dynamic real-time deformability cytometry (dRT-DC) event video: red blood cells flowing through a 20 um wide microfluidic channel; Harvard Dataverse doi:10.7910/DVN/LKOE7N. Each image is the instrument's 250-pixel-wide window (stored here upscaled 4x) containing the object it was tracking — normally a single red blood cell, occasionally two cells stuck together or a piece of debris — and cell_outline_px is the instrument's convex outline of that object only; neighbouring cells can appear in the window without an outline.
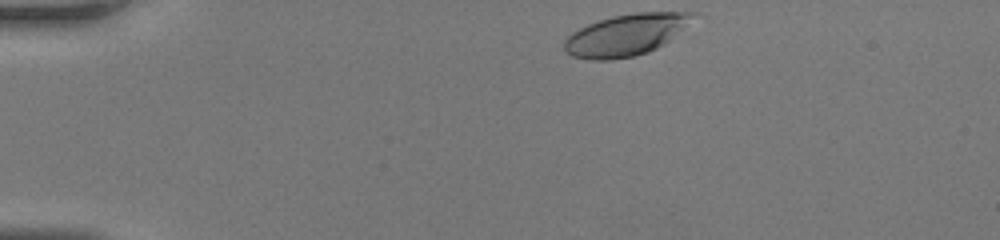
{"species": "human", "species_latin": "Homo sapiens", "temperature_condition": "room temperature", "stored_images_in_passage": 31, "camera_frame_rate_fps": 3000, "um_per_image_px": 0.085, "donor": {"sex": "female"}, "frame": {"image": 1, "passage_image": 1, "time_ms": 0.0, "image_size_px": [1000, 240], "cell_outline_px": [[700, 16], [664, 44], [648, 52], [632, 56], [608, 60], [592, 60], [572, 56], [564, 48], [564, 40], [572, 32], [588, 24], [612, 16], [636, 12], [696, 12]], "centroid_in_image_um": [53.25, 2.94], "position_along_channel_um": 31.7, "area_um2": 31.15}}
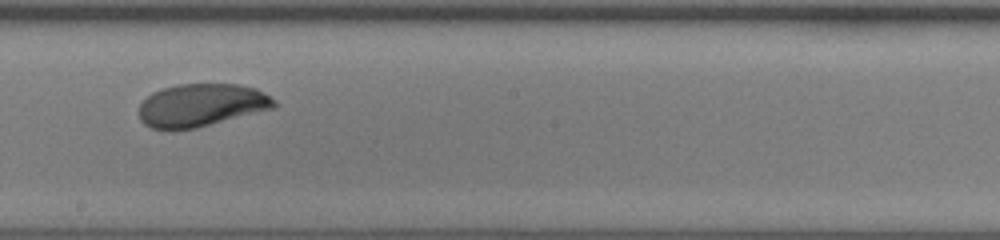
{"frame": {"image": 2, "passage_image": 19, "time_ms": 6.0, "image_size_px": [1000, 240], "cell_outline_px": [[276, 108], [196, 128], [172, 132], [152, 128], [144, 124], [140, 120], [140, 104], [152, 92], [160, 88], [176, 84], [236, 84], [256, 88], [276, 100]], "centroid_in_image_um": [17.09, 8.96], "position_along_channel_um": 231.1, "area_um2": 34.28}}
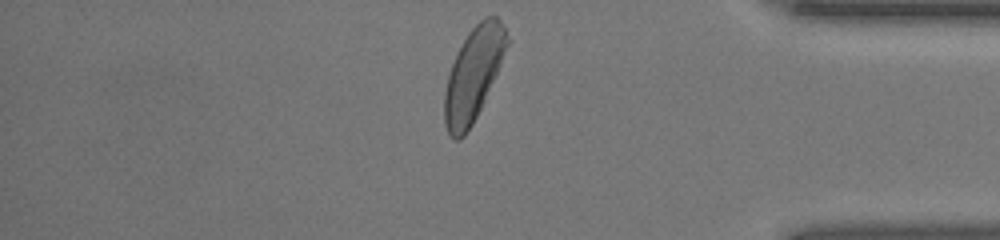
{"frame": {"image": 3, "passage_image": 31, "time_ms": 10.0, "image_size_px": [1000, 240], "cell_outline_px": [[512, 40], [484, 100], [472, 124], [464, 136], [460, 140], [452, 140], [448, 136], [444, 124], [444, 92], [448, 76], [452, 64], [468, 32], [484, 16], [496, 16], [500, 20]], "centroid_in_image_um": [40.25, 6.31], "position_along_channel_um": 394.9, "area_um2": 33.93}}